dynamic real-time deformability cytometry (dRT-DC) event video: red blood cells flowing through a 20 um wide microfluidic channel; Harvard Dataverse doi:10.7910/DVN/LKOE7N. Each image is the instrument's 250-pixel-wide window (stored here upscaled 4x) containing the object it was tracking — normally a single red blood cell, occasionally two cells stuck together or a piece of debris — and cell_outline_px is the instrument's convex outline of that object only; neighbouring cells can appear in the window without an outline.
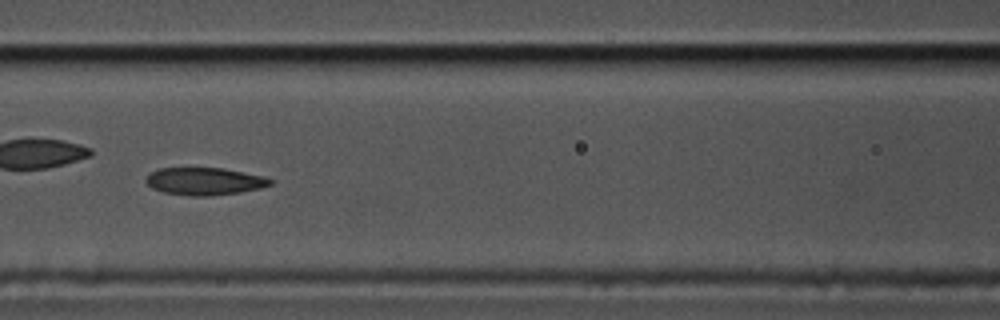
{"species": "common noctule bat (a hibernating species)", "species_latin": "Nyctalus noctula", "temperature_condition": "cold", "stored_images_in_passage": 8, "camera_frame_rate_fps": 3000, "um_per_image_px": 0.085, "animal": {"sex": "male", "body_mass_g": 17.5, "forearm_length_mm": 52.3}, "frame": {"image": 1, "passage_image": 6, "time_ms": 1.667, "image_size_px": [1000, 320], "cell_outline_px": [[276, 180], [272, 184], [260, 188], [240, 192], [208, 196], [192, 196], [164, 192], [152, 188], [144, 180], [152, 172], [160, 168], [224, 168], [264, 176]], "centroid_in_image_um": [17.43, 15.4], "position_along_channel_um": 149.2, "area_um2": 19.88}}